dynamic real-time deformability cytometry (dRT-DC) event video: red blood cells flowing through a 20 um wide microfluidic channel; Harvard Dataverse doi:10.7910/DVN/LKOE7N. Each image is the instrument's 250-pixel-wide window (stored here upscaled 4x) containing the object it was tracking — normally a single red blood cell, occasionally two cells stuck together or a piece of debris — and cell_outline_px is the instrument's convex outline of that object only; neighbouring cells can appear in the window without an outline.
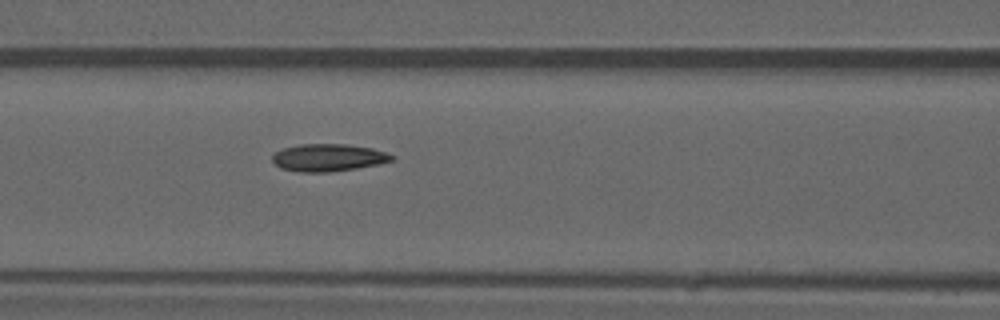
{"species": "common noctule bat (a hibernating species)", "species_latin": "Nyctalus noctula", "temperature_condition": "warm", "stored_images_in_passage": 51, "camera_frame_rate_fps": 3000, "um_per_image_px": 0.085, "animal": {"sex": "male", "forearm_length_mm": 52.5}, "frame": {"image": 1, "passage_image": 22, "time_ms": 7.0, "image_size_px": [1000, 320], "cell_outline_px": [[396, 156], [392, 160], [376, 164], [356, 168], [328, 172], [300, 172], [280, 168], [272, 160], [272, 156], [276, 152], [284, 148], [300, 144], [348, 144], [372, 148], [388, 152]], "centroid_in_image_um": [27.92, 13.39], "position_along_channel_um": 138.7, "area_um2": 19.02}, "authors_computed_cell_mechanics": {"area_um2": 18.9006, "velocity_mm_per_s": 4.0145, "shape_relaxation_time_tau1_ms": null, "shape_relaxation_time_tau2_ms": 2.5742, "deformation_change_tau1": null, "deformation_change_tau2": 0.1019}}